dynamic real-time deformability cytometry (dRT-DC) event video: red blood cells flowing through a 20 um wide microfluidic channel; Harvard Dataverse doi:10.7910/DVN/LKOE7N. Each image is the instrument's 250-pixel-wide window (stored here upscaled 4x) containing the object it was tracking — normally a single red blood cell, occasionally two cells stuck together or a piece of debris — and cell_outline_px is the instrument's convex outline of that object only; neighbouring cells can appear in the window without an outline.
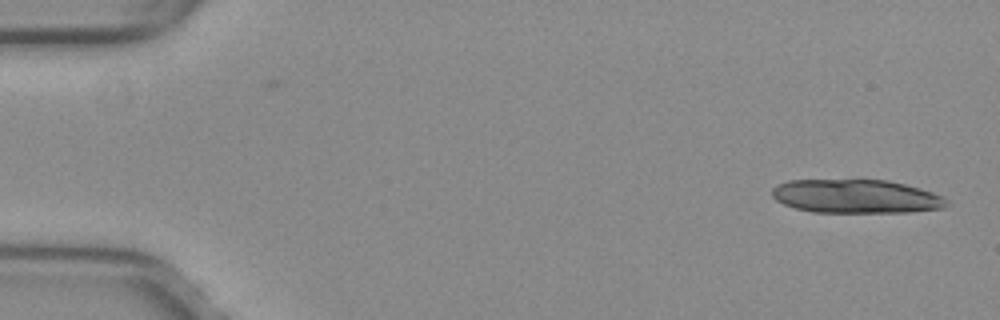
{"species": "common noctule bat (a hibernating species)", "species_latin": "Nyctalus noctula", "temperature_condition": "warm", "stored_images_in_passage": 10, "camera_frame_rate_fps": 3000, "um_per_image_px": 0.085, "animal": {"sex": "female", "body_mass_g": 29.2, "forearm_length_mm": 56.3}, "frame": {"image": 1, "passage_image": 1, "time_ms": 0.0, "image_size_px": [1000, 320], "cell_outline_px": [[948, 204], [944, 208], [912, 212], [812, 212], [796, 208], [784, 204], [776, 200], [772, 196], [772, 188], [776, 184], [788, 180], [888, 180], [920, 188], [932, 192], [948, 200]], "centroid_in_image_um": [72.75, 16.69], "position_along_channel_um": 12.2, "area_um2": 34.33}}